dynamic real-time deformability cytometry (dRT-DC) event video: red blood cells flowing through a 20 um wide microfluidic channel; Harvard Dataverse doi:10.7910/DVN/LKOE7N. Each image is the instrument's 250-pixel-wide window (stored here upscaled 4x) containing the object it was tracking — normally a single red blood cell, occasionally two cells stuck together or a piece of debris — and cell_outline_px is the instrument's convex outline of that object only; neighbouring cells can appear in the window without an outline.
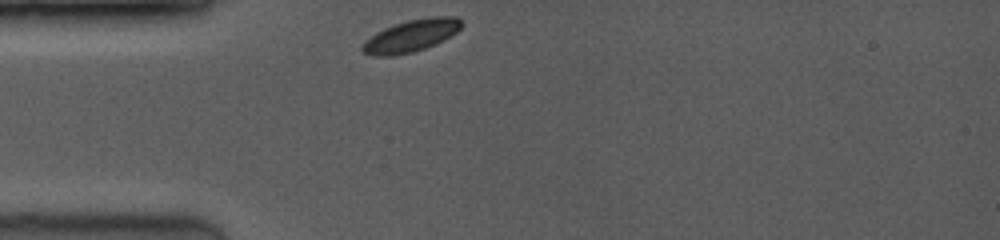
{"species": "common noctule bat (a hibernating species)", "species_latin": "Nyctalus noctula", "temperature_condition": "room temperature", "stored_images_in_passage": 5, "camera_frame_rate_fps": 3500, "um_per_image_px": 0.085, "animal": {"sex": "female", "body_mass_g": 19.0, "forearm_length_mm": 53.3}, "frame": {"image": 1, "passage_image": 1, "time_ms": 0.0, "image_size_px": [1000, 240], "cell_outline_px": [[464, 24], [456, 32], [444, 40], [436, 44], [412, 52], [392, 56], [376, 56], [364, 52], [360, 48], [360, 44], [364, 40], [376, 32], [384, 28], [408, 20], [432, 16], [456, 16]], "centroid_in_image_um": [34.93, 3.04], "position_along_channel_um": 50.1, "area_um2": 18.61}}
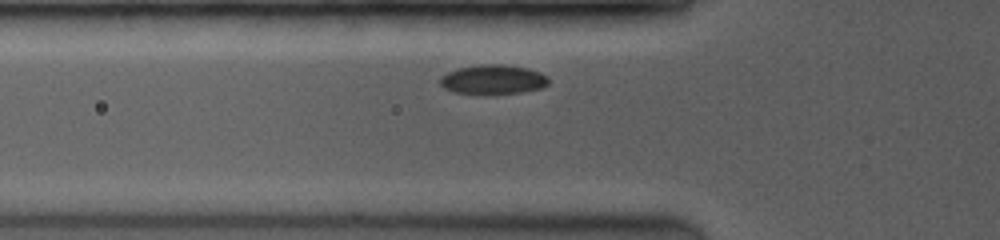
{"frame": {"image": 2, "passage_image": 5, "time_ms": 1.143, "image_size_px": [1000, 240], "cell_outline_px": [[548, 84], [540, 88], [524, 92], [488, 96], [484, 96], [456, 92], [444, 88], [440, 84], [440, 76], [456, 68], [480, 64], [504, 64], [528, 68], [540, 72], [548, 76]], "centroid_in_image_um": [41.9, 6.78], "position_along_channel_um": 83.9, "area_um2": 19.25}}